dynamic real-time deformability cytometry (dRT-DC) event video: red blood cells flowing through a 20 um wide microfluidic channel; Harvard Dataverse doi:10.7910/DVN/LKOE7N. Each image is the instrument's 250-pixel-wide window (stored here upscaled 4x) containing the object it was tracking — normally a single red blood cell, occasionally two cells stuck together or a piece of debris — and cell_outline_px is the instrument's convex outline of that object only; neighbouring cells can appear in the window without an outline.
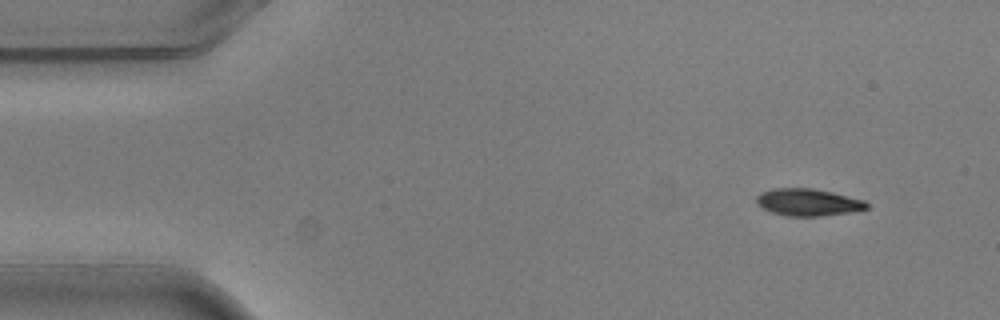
{"species": "common noctule bat (a hibernating species)", "species_latin": "Nyctalus noctula", "temperature_condition": "warm", "stored_images_in_passage": 4, "camera_frame_rate_fps": 3000, "um_per_image_px": 0.085, "animal": {"sex": "male", "body_mass_g": 20.5, "forearm_length_mm": 52.5}, "frame": {"image": 1, "passage_image": 1, "time_ms": 0.0, "image_size_px": [1000, 320], "cell_outline_px": [[868, 208], [852, 212], [820, 216], [788, 216], [772, 212], [756, 204], [756, 196], [760, 192], [772, 188], [812, 188], [832, 192], [864, 200], [868, 204]], "centroid_in_image_um": [68.66, 17.19], "position_along_channel_um": 16.3, "area_um2": 17.46}}
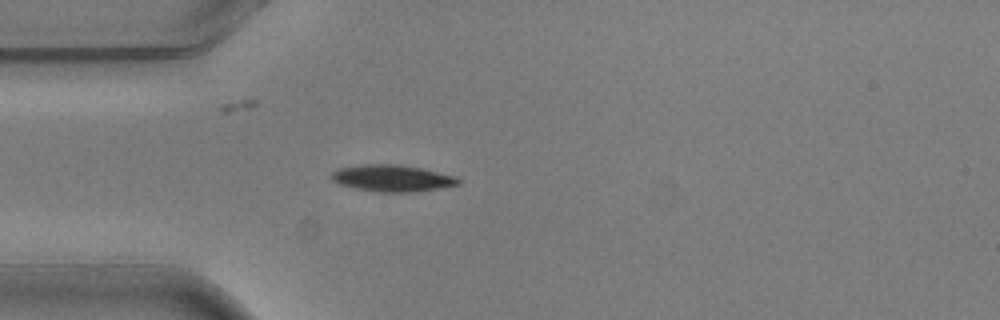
{"frame": {"image": 2, "passage_image": 4, "time_ms": 1.0, "image_size_px": [1000, 320], "cell_outline_px": [[460, 184], [440, 188], [412, 192], [380, 192], [356, 188], [340, 184], [332, 180], [328, 176], [332, 172], [340, 168], [360, 164], [400, 164], [420, 168], [456, 176], [460, 180]], "centroid_in_image_um": [33.32, 15.14], "position_along_channel_um": 51.7, "area_um2": 19.71}}